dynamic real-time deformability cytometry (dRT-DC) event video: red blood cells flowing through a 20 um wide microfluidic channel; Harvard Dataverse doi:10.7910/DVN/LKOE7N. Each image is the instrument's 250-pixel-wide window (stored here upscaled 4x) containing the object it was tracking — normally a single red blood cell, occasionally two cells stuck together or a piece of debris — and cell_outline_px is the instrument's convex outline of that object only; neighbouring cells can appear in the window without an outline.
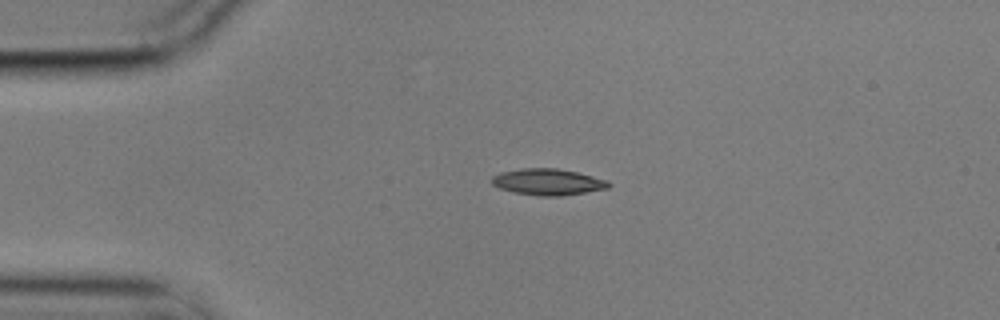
{"species": "common noctule bat (a hibernating species)", "species_latin": "Nyctalus noctula", "temperature_condition": "cold", "stored_images_in_passage": 44, "camera_frame_rate_fps": 3000, "um_per_image_px": 0.085, "animal": {"sex": "male", "body_mass_g": 17.9}, "frame": {"image": 1, "passage_image": 1, "time_ms": 0.0, "image_size_px": [1000, 320], "cell_outline_px": [[612, 184], [608, 188], [560, 196], [540, 196], [512, 192], [500, 188], [492, 184], [492, 176], [500, 172], [524, 168], [556, 168], [576, 172], [608, 180]], "centroid_in_image_um": [46.56, 15.46], "position_along_channel_um": 38.4, "area_um2": 17.86}}
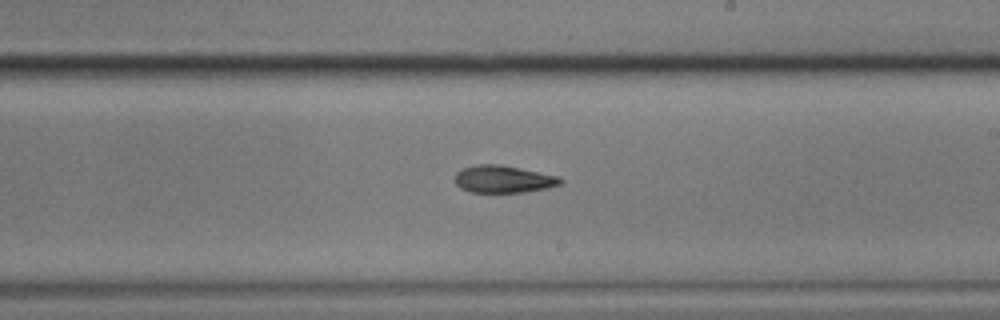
{"frame": {"image": 2, "passage_image": 21, "time_ms": 6.667, "image_size_px": [1000, 320], "cell_outline_px": [[564, 180], [560, 184], [548, 188], [524, 192], [468, 192], [460, 188], [456, 184], [456, 172], [464, 168], [476, 164], [500, 164], [560, 176]], "centroid_in_image_um": [42.8, 15.22], "position_along_channel_um": 246.2, "area_um2": 16.88}}
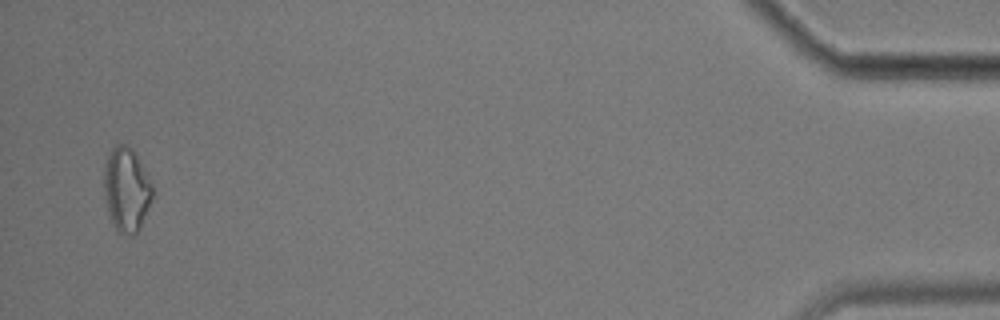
{"frame": {"image": 3, "passage_image": 43, "time_ms": 14.0, "image_size_px": [1000, 320], "cell_outline_px": [[152, 200], [140, 228], [132, 236], [120, 232], [116, 228], [108, 212], [104, 196], [104, 160], [112, 148], [116, 144], [124, 144], [132, 148], [136, 152], [152, 184]], "centroid_in_image_um": [10.74, 16.07], "position_along_channel_um": 424.5, "area_um2": 23.87}, "authors_computed_cell_mechanics": {"area_um2": 17.5712, "velocity_mm_per_s": 3.5472, "shape_relaxation_time_tau1_ms": 5.0049, "shape_relaxation_time_tau2_ms": 7.023, "deformation_change_tau1": 0.1255, "deformation_change_tau2": 0.1563}}